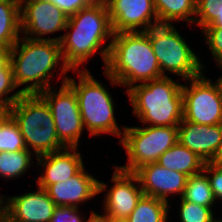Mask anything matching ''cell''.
I'll use <instances>...</instances> for the list:
<instances>
[{
  "label": "cell",
  "mask_w": 222,
  "mask_h": 222,
  "mask_svg": "<svg viewBox=\"0 0 222 222\" xmlns=\"http://www.w3.org/2000/svg\"><path fill=\"white\" fill-rule=\"evenodd\" d=\"M83 167L76 175L66 181L49 185L47 191L56 206L76 207L108 190V184L97 180Z\"/></svg>",
  "instance_id": "9a60e30c"
},
{
  "label": "cell",
  "mask_w": 222,
  "mask_h": 222,
  "mask_svg": "<svg viewBox=\"0 0 222 222\" xmlns=\"http://www.w3.org/2000/svg\"><path fill=\"white\" fill-rule=\"evenodd\" d=\"M8 59V50L0 48V66Z\"/></svg>",
  "instance_id": "d590c367"
},
{
  "label": "cell",
  "mask_w": 222,
  "mask_h": 222,
  "mask_svg": "<svg viewBox=\"0 0 222 222\" xmlns=\"http://www.w3.org/2000/svg\"><path fill=\"white\" fill-rule=\"evenodd\" d=\"M139 179L143 194L169 202L168 195L182 197L187 176L183 173L168 170L158 163L142 165L134 172Z\"/></svg>",
  "instance_id": "2e32d148"
},
{
  "label": "cell",
  "mask_w": 222,
  "mask_h": 222,
  "mask_svg": "<svg viewBox=\"0 0 222 222\" xmlns=\"http://www.w3.org/2000/svg\"><path fill=\"white\" fill-rule=\"evenodd\" d=\"M182 85L169 76L133 85L126 91L133 114L143 125L178 127L183 119Z\"/></svg>",
  "instance_id": "277c9868"
},
{
  "label": "cell",
  "mask_w": 222,
  "mask_h": 222,
  "mask_svg": "<svg viewBox=\"0 0 222 222\" xmlns=\"http://www.w3.org/2000/svg\"><path fill=\"white\" fill-rule=\"evenodd\" d=\"M65 31L51 40L60 43L63 62L70 71L88 70L79 67L98 51L106 66L111 41L105 42L112 39L113 31L105 0H95L69 16Z\"/></svg>",
  "instance_id": "6da1fadb"
},
{
  "label": "cell",
  "mask_w": 222,
  "mask_h": 222,
  "mask_svg": "<svg viewBox=\"0 0 222 222\" xmlns=\"http://www.w3.org/2000/svg\"><path fill=\"white\" fill-rule=\"evenodd\" d=\"M106 222H126V220L113 219L110 217H106Z\"/></svg>",
  "instance_id": "f35d334b"
},
{
  "label": "cell",
  "mask_w": 222,
  "mask_h": 222,
  "mask_svg": "<svg viewBox=\"0 0 222 222\" xmlns=\"http://www.w3.org/2000/svg\"><path fill=\"white\" fill-rule=\"evenodd\" d=\"M61 9L68 17L88 7L95 0H48Z\"/></svg>",
  "instance_id": "1f68e13d"
},
{
  "label": "cell",
  "mask_w": 222,
  "mask_h": 222,
  "mask_svg": "<svg viewBox=\"0 0 222 222\" xmlns=\"http://www.w3.org/2000/svg\"><path fill=\"white\" fill-rule=\"evenodd\" d=\"M145 32L150 38L162 76H168V71L187 81L204 72L200 58L176 30L175 25L159 24Z\"/></svg>",
  "instance_id": "52a82bcc"
},
{
  "label": "cell",
  "mask_w": 222,
  "mask_h": 222,
  "mask_svg": "<svg viewBox=\"0 0 222 222\" xmlns=\"http://www.w3.org/2000/svg\"><path fill=\"white\" fill-rule=\"evenodd\" d=\"M26 149L19 127L9 115L0 125V152H15Z\"/></svg>",
  "instance_id": "484cf974"
},
{
  "label": "cell",
  "mask_w": 222,
  "mask_h": 222,
  "mask_svg": "<svg viewBox=\"0 0 222 222\" xmlns=\"http://www.w3.org/2000/svg\"><path fill=\"white\" fill-rule=\"evenodd\" d=\"M105 2L113 33L147 31L159 25L153 0H105Z\"/></svg>",
  "instance_id": "4fadbf2b"
},
{
  "label": "cell",
  "mask_w": 222,
  "mask_h": 222,
  "mask_svg": "<svg viewBox=\"0 0 222 222\" xmlns=\"http://www.w3.org/2000/svg\"><path fill=\"white\" fill-rule=\"evenodd\" d=\"M202 34L217 66H222V27H205Z\"/></svg>",
  "instance_id": "f1b7e54d"
},
{
  "label": "cell",
  "mask_w": 222,
  "mask_h": 222,
  "mask_svg": "<svg viewBox=\"0 0 222 222\" xmlns=\"http://www.w3.org/2000/svg\"><path fill=\"white\" fill-rule=\"evenodd\" d=\"M79 148H64L36 157L37 163L43 168L37 177L39 188L46 189L49 185L60 183L76 175L83 167L84 161Z\"/></svg>",
  "instance_id": "ac0fdd59"
},
{
  "label": "cell",
  "mask_w": 222,
  "mask_h": 222,
  "mask_svg": "<svg viewBox=\"0 0 222 222\" xmlns=\"http://www.w3.org/2000/svg\"><path fill=\"white\" fill-rule=\"evenodd\" d=\"M0 222H14L0 210Z\"/></svg>",
  "instance_id": "8d00e7d4"
},
{
  "label": "cell",
  "mask_w": 222,
  "mask_h": 222,
  "mask_svg": "<svg viewBox=\"0 0 222 222\" xmlns=\"http://www.w3.org/2000/svg\"><path fill=\"white\" fill-rule=\"evenodd\" d=\"M10 105L0 102V125L9 117Z\"/></svg>",
  "instance_id": "d6a6232c"
},
{
  "label": "cell",
  "mask_w": 222,
  "mask_h": 222,
  "mask_svg": "<svg viewBox=\"0 0 222 222\" xmlns=\"http://www.w3.org/2000/svg\"><path fill=\"white\" fill-rule=\"evenodd\" d=\"M156 163L168 170L183 173L187 177L201 173L205 164L194 152L179 142L163 153Z\"/></svg>",
  "instance_id": "d6986e66"
},
{
  "label": "cell",
  "mask_w": 222,
  "mask_h": 222,
  "mask_svg": "<svg viewBox=\"0 0 222 222\" xmlns=\"http://www.w3.org/2000/svg\"><path fill=\"white\" fill-rule=\"evenodd\" d=\"M181 198L204 207H215L214 204L216 201L211 189L210 180L204 171L187 177L186 186Z\"/></svg>",
  "instance_id": "603a6c76"
},
{
  "label": "cell",
  "mask_w": 222,
  "mask_h": 222,
  "mask_svg": "<svg viewBox=\"0 0 222 222\" xmlns=\"http://www.w3.org/2000/svg\"><path fill=\"white\" fill-rule=\"evenodd\" d=\"M18 88L14 81L13 70L9 58L0 66V102L12 106L23 93ZM16 93H11V92ZM10 94V96H8Z\"/></svg>",
  "instance_id": "4316f807"
},
{
  "label": "cell",
  "mask_w": 222,
  "mask_h": 222,
  "mask_svg": "<svg viewBox=\"0 0 222 222\" xmlns=\"http://www.w3.org/2000/svg\"><path fill=\"white\" fill-rule=\"evenodd\" d=\"M182 85L183 119L203 125L222 124V96L216 82L204 72Z\"/></svg>",
  "instance_id": "9c48e42d"
},
{
  "label": "cell",
  "mask_w": 222,
  "mask_h": 222,
  "mask_svg": "<svg viewBox=\"0 0 222 222\" xmlns=\"http://www.w3.org/2000/svg\"><path fill=\"white\" fill-rule=\"evenodd\" d=\"M8 58L16 86L25 85L20 88L24 95L40 94L51 87L50 81L55 74L53 72L60 65L59 68L62 69L59 75L63 78L61 84L68 79L69 69L63 62L59 42L31 40L23 36L8 51Z\"/></svg>",
  "instance_id": "3957f363"
},
{
  "label": "cell",
  "mask_w": 222,
  "mask_h": 222,
  "mask_svg": "<svg viewBox=\"0 0 222 222\" xmlns=\"http://www.w3.org/2000/svg\"><path fill=\"white\" fill-rule=\"evenodd\" d=\"M88 222H106V217L99 215V213H95Z\"/></svg>",
  "instance_id": "e575fe53"
},
{
  "label": "cell",
  "mask_w": 222,
  "mask_h": 222,
  "mask_svg": "<svg viewBox=\"0 0 222 222\" xmlns=\"http://www.w3.org/2000/svg\"><path fill=\"white\" fill-rule=\"evenodd\" d=\"M20 3H0V48L10 50L20 39Z\"/></svg>",
  "instance_id": "44dd1931"
},
{
  "label": "cell",
  "mask_w": 222,
  "mask_h": 222,
  "mask_svg": "<svg viewBox=\"0 0 222 222\" xmlns=\"http://www.w3.org/2000/svg\"><path fill=\"white\" fill-rule=\"evenodd\" d=\"M159 24L194 23L196 0H153ZM171 22V23H170Z\"/></svg>",
  "instance_id": "ffe728a7"
},
{
  "label": "cell",
  "mask_w": 222,
  "mask_h": 222,
  "mask_svg": "<svg viewBox=\"0 0 222 222\" xmlns=\"http://www.w3.org/2000/svg\"><path fill=\"white\" fill-rule=\"evenodd\" d=\"M39 95L51 109L59 141L66 148H79V139L85 128L74 90L63 83L59 89L52 86Z\"/></svg>",
  "instance_id": "30bf717a"
},
{
  "label": "cell",
  "mask_w": 222,
  "mask_h": 222,
  "mask_svg": "<svg viewBox=\"0 0 222 222\" xmlns=\"http://www.w3.org/2000/svg\"><path fill=\"white\" fill-rule=\"evenodd\" d=\"M180 222H213V208L204 207L180 198Z\"/></svg>",
  "instance_id": "83f0119b"
},
{
  "label": "cell",
  "mask_w": 222,
  "mask_h": 222,
  "mask_svg": "<svg viewBox=\"0 0 222 222\" xmlns=\"http://www.w3.org/2000/svg\"><path fill=\"white\" fill-rule=\"evenodd\" d=\"M10 116L17 123L27 150L33 151L34 157L66 148L58 139L51 109L39 94H23L10 106Z\"/></svg>",
  "instance_id": "5b68a950"
},
{
  "label": "cell",
  "mask_w": 222,
  "mask_h": 222,
  "mask_svg": "<svg viewBox=\"0 0 222 222\" xmlns=\"http://www.w3.org/2000/svg\"><path fill=\"white\" fill-rule=\"evenodd\" d=\"M220 67V69L222 70V66H218V68ZM218 85V88L220 90L221 96H222V75L219 76V78H217V80L215 81Z\"/></svg>",
  "instance_id": "74e56055"
},
{
  "label": "cell",
  "mask_w": 222,
  "mask_h": 222,
  "mask_svg": "<svg viewBox=\"0 0 222 222\" xmlns=\"http://www.w3.org/2000/svg\"><path fill=\"white\" fill-rule=\"evenodd\" d=\"M169 207V203L143 194L126 222H167Z\"/></svg>",
  "instance_id": "7402d4cb"
},
{
  "label": "cell",
  "mask_w": 222,
  "mask_h": 222,
  "mask_svg": "<svg viewBox=\"0 0 222 222\" xmlns=\"http://www.w3.org/2000/svg\"><path fill=\"white\" fill-rule=\"evenodd\" d=\"M0 197V210L14 222H50L57 207L45 189ZM5 200V201H4Z\"/></svg>",
  "instance_id": "5bb4252c"
},
{
  "label": "cell",
  "mask_w": 222,
  "mask_h": 222,
  "mask_svg": "<svg viewBox=\"0 0 222 222\" xmlns=\"http://www.w3.org/2000/svg\"><path fill=\"white\" fill-rule=\"evenodd\" d=\"M111 182L113 185L104 198L101 216L113 219L126 220L131 212L136 208L137 202L143 195V190L134 172H126L116 165ZM139 185V186H138Z\"/></svg>",
  "instance_id": "7c38bea8"
},
{
  "label": "cell",
  "mask_w": 222,
  "mask_h": 222,
  "mask_svg": "<svg viewBox=\"0 0 222 222\" xmlns=\"http://www.w3.org/2000/svg\"><path fill=\"white\" fill-rule=\"evenodd\" d=\"M212 164H214L217 167L222 168V144L219 147V150L217 151L215 157L211 161Z\"/></svg>",
  "instance_id": "836d02e7"
},
{
  "label": "cell",
  "mask_w": 222,
  "mask_h": 222,
  "mask_svg": "<svg viewBox=\"0 0 222 222\" xmlns=\"http://www.w3.org/2000/svg\"><path fill=\"white\" fill-rule=\"evenodd\" d=\"M178 142V127L125 126L121 141L127 153V164L116 165L126 172H135L142 165L155 163L159 157Z\"/></svg>",
  "instance_id": "ba28073f"
},
{
  "label": "cell",
  "mask_w": 222,
  "mask_h": 222,
  "mask_svg": "<svg viewBox=\"0 0 222 222\" xmlns=\"http://www.w3.org/2000/svg\"><path fill=\"white\" fill-rule=\"evenodd\" d=\"M178 142L209 163L222 144V124L203 125L182 119L178 125Z\"/></svg>",
  "instance_id": "e0dca14e"
},
{
  "label": "cell",
  "mask_w": 222,
  "mask_h": 222,
  "mask_svg": "<svg viewBox=\"0 0 222 222\" xmlns=\"http://www.w3.org/2000/svg\"><path fill=\"white\" fill-rule=\"evenodd\" d=\"M78 81L68 77L66 83L76 93L83 126L89 136L111 134L122 139L125 125L122 130L115 118V102L103 83L93 78L88 70H79ZM122 131V132H121Z\"/></svg>",
  "instance_id": "8992f818"
},
{
  "label": "cell",
  "mask_w": 222,
  "mask_h": 222,
  "mask_svg": "<svg viewBox=\"0 0 222 222\" xmlns=\"http://www.w3.org/2000/svg\"><path fill=\"white\" fill-rule=\"evenodd\" d=\"M0 3H20V0H0Z\"/></svg>",
  "instance_id": "ab89813d"
},
{
  "label": "cell",
  "mask_w": 222,
  "mask_h": 222,
  "mask_svg": "<svg viewBox=\"0 0 222 222\" xmlns=\"http://www.w3.org/2000/svg\"><path fill=\"white\" fill-rule=\"evenodd\" d=\"M194 24L201 27H222V0H196Z\"/></svg>",
  "instance_id": "d4e9b609"
},
{
  "label": "cell",
  "mask_w": 222,
  "mask_h": 222,
  "mask_svg": "<svg viewBox=\"0 0 222 222\" xmlns=\"http://www.w3.org/2000/svg\"><path fill=\"white\" fill-rule=\"evenodd\" d=\"M203 171L207 174L210 180L215 201L222 200V168L209 162L204 164Z\"/></svg>",
  "instance_id": "4dcf8cb0"
},
{
  "label": "cell",
  "mask_w": 222,
  "mask_h": 222,
  "mask_svg": "<svg viewBox=\"0 0 222 222\" xmlns=\"http://www.w3.org/2000/svg\"><path fill=\"white\" fill-rule=\"evenodd\" d=\"M33 152L20 150L15 152H0V176L7 179L22 177L32 166Z\"/></svg>",
  "instance_id": "cb8c5ba5"
},
{
  "label": "cell",
  "mask_w": 222,
  "mask_h": 222,
  "mask_svg": "<svg viewBox=\"0 0 222 222\" xmlns=\"http://www.w3.org/2000/svg\"><path fill=\"white\" fill-rule=\"evenodd\" d=\"M103 74L113 86L127 87L162 76L145 31L113 33Z\"/></svg>",
  "instance_id": "7a4b0ae2"
},
{
  "label": "cell",
  "mask_w": 222,
  "mask_h": 222,
  "mask_svg": "<svg viewBox=\"0 0 222 222\" xmlns=\"http://www.w3.org/2000/svg\"><path fill=\"white\" fill-rule=\"evenodd\" d=\"M213 222H222V219H217V218H214Z\"/></svg>",
  "instance_id": "60d3db41"
},
{
  "label": "cell",
  "mask_w": 222,
  "mask_h": 222,
  "mask_svg": "<svg viewBox=\"0 0 222 222\" xmlns=\"http://www.w3.org/2000/svg\"><path fill=\"white\" fill-rule=\"evenodd\" d=\"M21 34L31 40L65 30L68 16L48 0H20Z\"/></svg>",
  "instance_id": "8fae6325"
},
{
  "label": "cell",
  "mask_w": 222,
  "mask_h": 222,
  "mask_svg": "<svg viewBox=\"0 0 222 222\" xmlns=\"http://www.w3.org/2000/svg\"><path fill=\"white\" fill-rule=\"evenodd\" d=\"M80 210L76 207L57 206L54 210L50 222H88L89 219L97 212L92 211L86 220L84 215L81 216ZM80 213V214H79ZM85 219V220H84Z\"/></svg>",
  "instance_id": "f546056e"
}]
</instances>
